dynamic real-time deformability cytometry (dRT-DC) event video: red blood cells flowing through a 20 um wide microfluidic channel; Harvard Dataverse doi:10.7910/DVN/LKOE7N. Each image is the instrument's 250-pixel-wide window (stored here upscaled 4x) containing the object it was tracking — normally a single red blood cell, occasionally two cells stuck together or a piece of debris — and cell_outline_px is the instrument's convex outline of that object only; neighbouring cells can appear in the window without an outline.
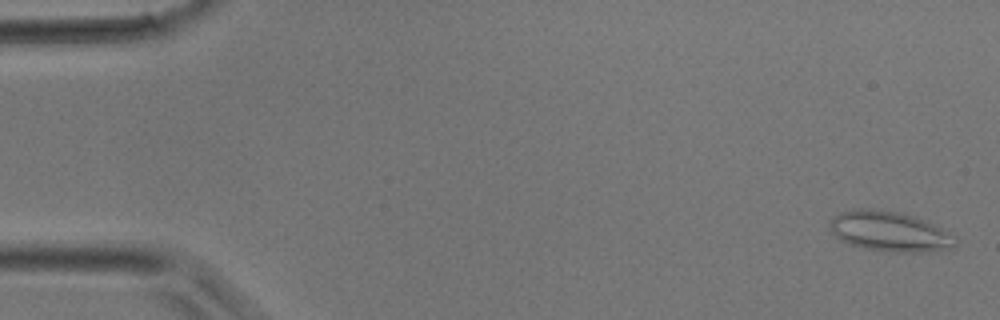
{"species": "common noctule bat (a hibernating species)", "species_latin": "Nyctalus noctula", "temperature_condition": "room temperature", "stored_images_in_passage": 37, "camera_frame_rate_fps": 3000, "um_per_image_px": 0.085, "animal": {"sex": "male", "body_mass_g": 17.9}, "frame": {"image": 1, "passage_image": 1, "time_ms": 0.0, "image_size_px": [1000, 320], "cell_outline_px": [[960, 240], [956, 244], [944, 248], [920, 252], [892, 252], [868, 248], [848, 244], [840, 240], [832, 232], [828, 220], [840, 212], [856, 208], [872, 208], [896, 212], [916, 216], [940, 228]], "centroid_in_image_um": [75.55, 19.65], "position_along_channel_um": 9.4, "area_um2": 29.02}}
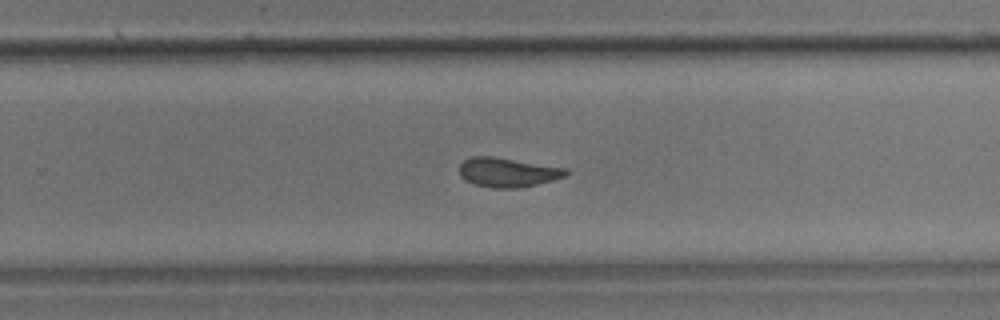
{"frame": {"image": 2, "passage_image": 24, "time_ms": 7.667, "image_size_px": [1000, 320], "cell_outline_px": [[568, 176], [520, 188], [492, 188], [472, 184], [464, 180], [460, 176], [460, 164], [464, 160], [472, 156], [492, 156], [568, 168]], "centroid_in_image_um": [43.15, 14.65], "position_along_channel_um": 286.7, "area_um2": 18.38}}
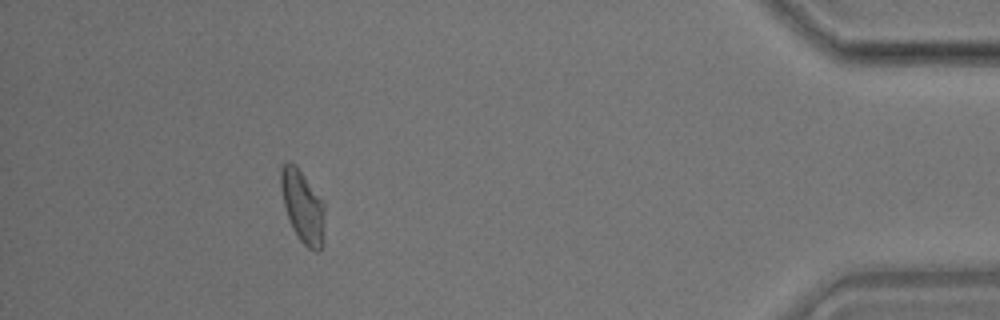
{"frame": {"image": 3, "passage_image": 34, "time_ms": 11.0, "image_size_px": [1000, 320], "cell_outline_px": [[324, 244], [316, 252], [308, 248], [300, 240], [292, 228], [284, 204], [280, 188], [280, 168], [288, 160], [296, 164], [324, 200]], "centroid_in_image_um": [25.74, 17.52], "position_along_channel_um": 409.5, "area_um2": 18.9}}